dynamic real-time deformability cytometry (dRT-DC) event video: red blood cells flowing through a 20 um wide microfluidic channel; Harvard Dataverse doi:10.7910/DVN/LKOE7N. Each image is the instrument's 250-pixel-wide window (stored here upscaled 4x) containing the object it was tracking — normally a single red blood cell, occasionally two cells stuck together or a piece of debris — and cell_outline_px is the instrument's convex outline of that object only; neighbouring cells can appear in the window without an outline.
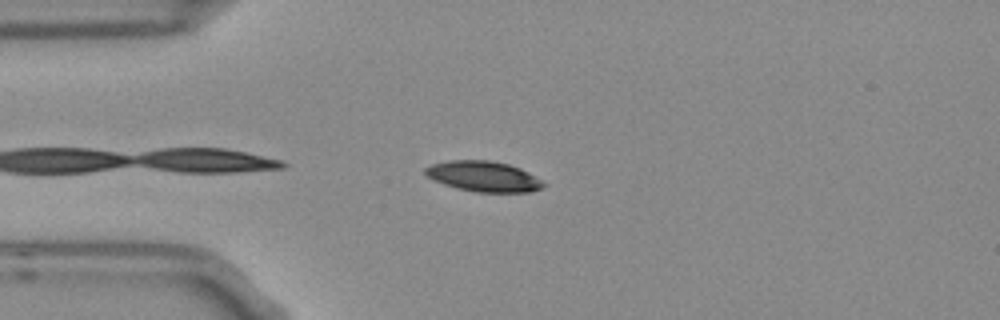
{"species": "Egyptian fruit bat (a non-hibernating species)", "species_latin": "Rousettus aegyptiacus", "temperature_condition": "room temperature", "stored_images_in_passage": 3, "camera_frame_rate_fps": 3000, "um_per_image_px": 0.085, "frame": {"image": 1, "passage_image": 3, "time_ms": 0.667, "image_size_px": [1000, 320], "cell_outline_px": [[548, 184], [532, 192], [476, 192], [444, 184], [428, 176], [424, 172], [424, 168], [432, 164], [448, 160], [488, 160], [508, 164], [520, 168], [528, 172]], "centroid_in_image_um": [41.13, 14.99], "position_along_channel_um": 43.9, "area_um2": 20.81}}